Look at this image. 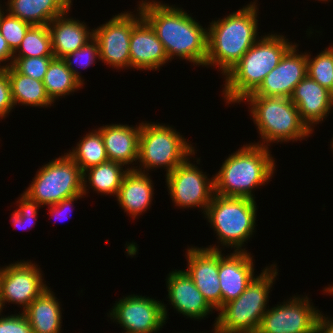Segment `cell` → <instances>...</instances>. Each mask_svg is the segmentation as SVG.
Wrapping results in <instances>:
<instances>
[{"instance_id": "1", "label": "cell", "mask_w": 333, "mask_h": 333, "mask_svg": "<svg viewBox=\"0 0 333 333\" xmlns=\"http://www.w3.org/2000/svg\"><path fill=\"white\" fill-rule=\"evenodd\" d=\"M136 7L153 28L163 44L169 61H189L194 66H205L207 58V28L188 14L183 7L162 1L141 0ZM178 57V58H176Z\"/></svg>"}, {"instance_id": "2", "label": "cell", "mask_w": 333, "mask_h": 333, "mask_svg": "<svg viewBox=\"0 0 333 333\" xmlns=\"http://www.w3.org/2000/svg\"><path fill=\"white\" fill-rule=\"evenodd\" d=\"M255 1L209 22L205 67H218L224 77L261 37L258 34L261 33L258 32L259 6Z\"/></svg>"}, {"instance_id": "3", "label": "cell", "mask_w": 333, "mask_h": 333, "mask_svg": "<svg viewBox=\"0 0 333 333\" xmlns=\"http://www.w3.org/2000/svg\"><path fill=\"white\" fill-rule=\"evenodd\" d=\"M280 33L261 36L242 58L225 74L222 88L224 101L240 104L262 83L267 74L295 44Z\"/></svg>"}, {"instance_id": "4", "label": "cell", "mask_w": 333, "mask_h": 333, "mask_svg": "<svg viewBox=\"0 0 333 333\" xmlns=\"http://www.w3.org/2000/svg\"><path fill=\"white\" fill-rule=\"evenodd\" d=\"M269 148L251 142L229 154L214 175V194L255 200V188L268 184L276 171Z\"/></svg>"}, {"instance_id": "5", "label": "cell", "mask_w": 333, "mask_h": 333, "mask_svg": "<svg viewBox=\"0 0 333 333\" xmlns=\"http://www.w3.org/2000/svg\"><path fill=\"white\" fill-rule=\"evenodd\" d=\"M242 102H247L251 119L261 136L260 143L253 144L268 147L272 143L297 142L313 133L301 120L290 98L247 96Z\"/></svg>"}, {"instance_id": "6", "label": "cell", "mask_w": 333, "mask_h": 333, "mask_svg": "<svg viewBox=\"0 0 333 333\" xmlns=\"http://www.w3.org/2000/svg\"><path fill=\"white\" fill-rule=\"evenodd\" d=\"M276 267V263L265 267L238 298L218 310L213 324L217 333L257 332L262 316L269 308V293L279 271Z\"/></svg>"}, {"instance_id": "7", "label": "cell", "mask_w": 333, "mask_h": 333, "mask_svg": "<svg viewBox=\"0 0 333 333\" xmlns=\"http://www.w3.org/2000/svg\"><path fill=\"white\" fill-rule=\"evenodd\" d=\"M211 224L220 245H209L207 249L234 248V252L245 250V242L254 236L257 217L256 201L244 197H226L214 194L204 214ZM219 246H223L219 247ZM244 246V247H243ZM243 247V248H242Z\"/></svg>"}, {"instance_id": "8", "label": "cell", "mask_w": 333, "mask_h": 333, "mask_svg": "<svg viewBox=\"0 0 333 333\" xmlns=\"http://www.w3.org/2000/svg\"><path fill=\"white\" fill-rule=\"evenodd\" d=\"M144 122H141L139 137V166H131V170L148 173L151 169L153 171L154 168H163L167 175L197 153L195 147L189 143L191 141L185 139L174 126Z\"/></svg>"}, {"instance_id": "9", "label": "cell", "mask_w": 333, "mask_h": 333, "mask_svg": "<svg viewBox=\"0 0 333 333\" xmlns=\"http://www.w3.org/2000/svg\"><path fill=\"white\" fill-rule=\"evenodd\" d=\"M83 172L66 154L42 165L25 193L42 207L83 193Z\"/></svg>"}, {"instance_id": "10", "label": "cell", "mask_w": 333, "mask_h": 333, "mask_svg": "<svg viewBox=\"0 0 333 333\" xmlns=\"http://www.w3.org/2000/svg\"><path fill=\"white\" fill-rule=\"evenodd\" d=\"M122 297L107 314L124 333H157L167 323L168 308L163 301L137 294Z\"/></svg>"}, {"instance_id": "11", "label": "cell", "mask_w": 333, "mask_h": 333, "mask_svg": "<svg viewBox=\"0 0 333 333\" xmlns=\"http://www.w3.org/2000/svg\"><path fill=\"white\" fill-rule=\"evenodd\" d=\"M194 155L195 153L164 176L175 207L181 209L198 207L202 209L204 215L214 195V175L208 178L206 172L189 161Z\"/></svg>"}, {"instance_id": "12", "label": "cell", "mask_w": 333, "mask_h": 333, "mask_svg": "<svg viewBox=\"0 0 333 333\" xmlns=\"http://www.w3.org/2000/svg\"><path fill=\"white\" fill-rule=\"evenodd\" d=\"M42 273L40 266L31 260L0 266V311L11 303L22 306L23 312L49 287Z\"/></svg>"}, {"instance_id": "13", "label": "cell", "mask_w": 333, "mask_h": 333, "mask_svg": "<svg viewBox=\"0 0 333 333\" xmlns=\"http://www.w3.org/2000/svg\"><path fill=\"white\" fill-rule=\"evenodd\" d=\"M135 10V15L125 10L113 15L96 29L93 28L94 38L99 44L100 61L113 69H130L131 32L133 26L142 18L140 10Z\"/></svg>"}, {"instance_id": "14", "label": "cell", "mask_w": 333, "mask_h": 333, "mask_svg": "<svg viewBox=\"0 0 333 333\" xmlns=\"http://www.w3.org/2000/svg\"><path fill=\"white\" fill-rule=\"evenodd\" d=\"M302 296L294 294L268 308L256 333H315L320 310L315 308L308 295Z\"/></svg>"}, {"instance_id": "15", "label": "cell", "mask_w": 333, "mask_h": 333, "mask_svg": "<svg viewBox=\"0 0 333 333\" xmlns=\"http://www.w3.org/2000/svg\"><path fill=\"white\" fill-rule=\"evenodd\" d=\"M298 46L295 43L260 86L248 96L290 98L296 85L307 76V52H299Z\"/></svg>"}, {"instance_id": "16", "label": "cell", "mask_w": 333, "mask_h": 333, "mask_svg": "<svg viewBox=\"0 0 333 333\" xmlns=\"http://www.w3.org/2000/svg\"><path fill=\"white\" fill-rule=\"evenodd\" d=\"M187 269L184 271L192 279L207 302L218 311L221 308V288L218 278L219 250L188 246L186 249Z\"/></svg>"}, {"instance_id": "17", "label": "cell", "mask_w": 333, "mask_h": 333, "mask_svg": "<svg viewBox=\"0 0 333 333\" xmlns=\"http://www.w3.org/2000/svg\"><path fill=\"white\" fill-rule=\"evenodd\" d=\"M253 257L248 251H233L226 255L219 250L218 278L221 288V307L238 298L257 276L254 272Z\"/></svg>"}, {"instance_id": "18", "label": "cell", "mask_w": 333, "mask_h": 333, "mask_svg": "<svg viewBox=\"0 0 333 333\" xmlns=\"http://www.w3.org/2000/svg\"><path fill=\"white\" fill-rule=\"evenodd\" d=\"M166 278L167 301L177 313L192 320H202L213 313L215 309L207 302L183 269L169 272Z\"/></svg>"}, {"instance_id": "19", "label": "cell", "mask_w": 333, "mask_h": 333, "mask_svg": "<svg viewBox=\"0 0 333 333\" xmlns=\"http://www.w3.org/2000/svg\"><path fill=\"white\" fill-rule=\"evenodd\" d=\"M290 100L297 107L301 120L312 132L317 124L326 120L329 113L333 112L332 92L308 75L296 85Z\"/></svg>"}, {"instance_id": "20", "label": "cell", "mask_w": 333, "mask_h": 333, "mask_svg": "<svg viewBox=\"0 0 333 333\" xmlns=\"http://www.w3.org/2000/svg\"><path fill=\"white\" fill-rule=\"evenodd\" d=\"M170 62L163 44L153 28L142 17L134 26L130 37V69L155 70Z\"/></svg>"}, {"instance_id": "21", "label": "cell", "mask_w": 333, "mask_h": 333, "mask_svg": "<svg viewBox=\"0 0 333 333\" xmlns=\"http://www.w3.org/2000/svg\"><path fill=\"white\" fill-rule=\"evenodd\" d=\"M97 130L102 135L109 160L121 163L129 170H131V165H137L141 123L135 127L128 124L113 123L98 127Z\"/></svg>"}, {"instance_id": "22", "label": "cell", "mask_w": 333, "mask_h": 333, "mask_svg": "<svg viewBox=\"0 0 333 333\" xmlns=\"http://www.w3.org/2000/svg\"><path fill=\"white\" fill-rule=\"evenodd\" d=\"M70 11L71 8L48 24L55 58L78 50L94 37V29H89L85 22L68 17Z\"/></svg>"}, {"instance_id": "23", "label": "cell", "mask_w": 333, "mask_h": 333, "mask_svg": "<svg viewBox=\"0 0 333 333\" xmlns=\"http://www.w3.org/2000/svg\"><path fill=\"white\" fill-rule=\"evenodd\" d=\"M153 184L149 173L129 170L124 175L116 199L130 218L135 220L150 208L154 196Z\"/></svg>"}, {"instance_id": "24", "label": "cell", "mask_w": 333, "mask_h": 333, "mask_svg": "<svg viewBox=\"0 0 333 333\" xmlns=\"http://www.w3.org/2000/svg\"><path fill=\"white\" fill-rule=\"evenodd\" d=\"M5 8L11 15L30 25H48L72 7V0H7Z\"/></svg>"}, {"instance_id": "25", "label": "cell", "mask_w": 333, "mask_h": 333, "mask_svg": "<svg viewBox=\"0 0 333 333\" xmlns=\"http://www.w3.org/2000/svg\"><path fill=\"white\" fill-rule=\"evenodd\" d=\"M61 302L50 287L23 311L33 333H61L62 310Z\"/></svg>"}, {"instance_id": "26", "label": "cell", "mask_w": 333, "mask_h": 333, "mask_svg": "<svg viewBox=\"0 0 333 333\" xmlns=\"http://www.w3.org/2000/svg\"><path fill=\"white\" fill-rule=\"evenodd\" d=\"M121 163L108 160L83 172V194L92 188L98 194L117 196L124 175L129 171Z\"/></svg>"}, {"instance_id": "27", "label": "cell", "mask_w": 333, "mask_h": 333, "mask_svg": "<svg viewBox=\"0 0 333 333\" xmlns=\"http://www.w3.org/2000/svg\"><path fill=\"white\" fill-rule=\"evenodd\" d=\"M7 71L13 103L21 106L43 107L52 106L53 102L47 96L43 81H39L18 73L12 66L4 68Z\"/></svg>"}, {"instance_id": "28", "label": "cell", "mask_w": 333, "mask_h": 333, "mask_svg": "<svg viewBox=\"0 0 333 333\" xmlns=\"http://www.w3.org/2000/svg\"><path fill=\"white\" fill-rule=\"evenodd\" d=\"M43 84L47 96L53 103L62 96L74 94L83 88V84L74 76L62 58H54L50 62Z\"/></svg>"}, {"instance_id": "29", "label": "cell", "mask_w": 333, "mask_h": 333, "mask_svg": "<svg viewBox=\"0 0 333 333\" xmlns=\"http://www.w3.org/2000/svg\"><path fill=\"white\" fill-rule=\"evenodd\" d=\"M84 136L77 142L76 147L66 153L82 172L109 160L102 135L97 129H92Z\"/></svg>"}, {"instance_id": "30", "label": "cell", "mask_w": 333, "mask_h": 333, "mask_svg": "<svg viewBox=\"0 0 333 333\" xmlns=\"http://www.w3.org/2000/svg\"><path fill=\"white\" fill-rule=\"evenodd\" d=\"M54 56L48 25H33L29 28L14 52V57Z\"/></svg>"}, {"instance_id": "31", "label": "cell", "mask_w": 333, "mask_h": 333, "mask_svg": "<svg viewBox=\"0 0 333 333\" xmlns=\"http://www.w3.org/2000/svg\"><path fill=\"white\" fill-rule=\"evenodd\" d=\"M307 75L333 93V44L314 58L307 52Z\"/></svg>"}, {"instance_id": "32", "label": "cell", "mask_w": 333, "mask_h": 333, "mask_svg": "<svg viewBox=\"0 0 333 333\" xmlns=\"http://www.w3.org/2000/svg\"><path fill=\"white\" fill-rule=\"evenodd\" d=\"M62 59L65 61L67 67L71 70L74 76L82 84H86L84 82V78H82V75H80L81 72L76 67L78 66V68L87 69L89 66L96 64V60H101L98 41L93 37L81 48L70 54H67Z\"/></svg>"}, {"instance_id": "33", "label": "cell", "mask_w": 333, "mask_h": 333, "mask_svg": "<svg viewBox=\"0 0 333 333\" xmlns=\"http://www.w3.org/2000/svg\"><path fill=\"white\" fill-rule=\"evenodd\" d=\"M31 26L20 18L11 15L6 10L0 16V33L13 52L18 49Z\"/></svg>"}, {"instance_id": "34", "label": "cell", "mask_w": 333, "mask_h": 333, "mask_svg": "<svg viewBox=\"0 0 333 333\" xmlns=\"http://www.w3.org/2000/svg\"><path fill=\"white\" fill-rule=\"evenodd\" d=\"M20 196L17 201V203H19V205H17L18 208L11 214L10 219L14 228L27 230V228L30 229L32 226L36 225L37 214L41 205L25 192Z\"/></svg>"}, {"instance_id": "35", "label": "cell", "mask_w": 333, "mask_h": 333, "mask_svg": "<svg viewBox=\"0 0 333 333\" xmlns=\"http://www.w3.org/2000/svg\"><path fill=\"white\" fill-rule=\"evenodd\" d=\"M54 56L45 57H14L12 67L21 74L33 79L43 81L45 73L54 59Z\"/></svg>"}, {"instance_id": "36", "label": "cell", "mask_w": 333, "mask_h": 333, "mask_svg": "<svg viewBox=\"0 0 333 333\" xmlns=\"http://www.w3.org/2000/svg\"><path fill=\"white\" fill-rule=\"evenodd\" d=\"M18 313L5 316L0 311V333H33L24 312Z\"/></svg>"}, {"instance_id": "37", "label": "cell", "mask_w": 333, "mask_h": 333, "mask_svg": "<svg viewBox=\"0 0 333 333\" xmlns=\"http://www.w3.org/2000/svg\"><path fill=\"white\" fill-rule=\"evenodd\" d=\"M15 108L12 99L11 84L7 71L0 69V120L5 119Z\"/></svg>"}, {"instance_id": "38", "label": "cell", "mask_w": 333, "mask_h": 333, "mask_svg": "<svg viewBox=\"0 0 333 333\" xmlns=\"http://www.w3.org/2000/svg\"><path fill=\"white\" fill-rule=\"evenodd\" d=\"M84 194L81 193L79 195H75L70 198L63 199L62 201L54 204V205H48L49 213L54 219H67L69 217V212L72 211L71 208H73L74 201H77L78 199L84 198Z\"/></svg>"}, {"instance_id": "39", "label": "cell", "mask_w": 333, "mask_h": 333, "mask_svg": "<svg viewBox=\"0 0 333 333\" xmlns=\"http://www.w3.org/2000/svg\"><path fill=\"white\" fill-rule=\"evenodd\" d=\"M13 58L14 52L10 49L7 41L2 37L0 33V69L11 66L13 63Z\"/></svg>"}, {"instance_id": "40", "label": "cell", "mask_w": 333, "mask_h": 333, "mask_svg": "<svg viewBox=\"0 0 333 333\" xmlns=\"http://www.w3.org/2000/svg\"><path fill=\"white\" fill-rule=\"evenodd\" d=\"M326 316L322 311L318 315L315 333H333V317Z\"/></svg>"}, {"instance_id": "41", "label": "cell", "mask_w": 333, "mask_h": 333, "mask_svg": "<svg viewBox=\"0 0 333 333\" xmlns=\"http://www.w3.org/2000/svg\"><path fill=\"white\" fill-rule=\"evenodd\" d=\"M323 291H325V292H323L324 294L325 293H327L328 295L330 294H332L333 295V284L332 285H329L328 284V287L326 286L325 288H324V290Z\"/></svg>"}, {"instance_id": "42", "label": "cell", "mask_w": 333, "mask_h": 333, "mask_svg": "<svg viewBox=\"0 0 333 333\" xmlns=\"http://www.w3.org/2000/svg\"><path fill=\"white\" fill-rule=\"evenodd\" d=\"M4 11H5V9L3 8L2 4H0V16Z\"/></svg>"}, {"instance_id": "43", "label": "cell", "mask_w": 333, "mask_h": 333, "mask_svg": "<svg viewBox=\"0 0 333 333\" xmlns=\"http://www.w3.org/2000/svg\"><path fill=\"white\" fill-rule=\"evenodd\" d=\"M211 332H213V333H217L216 332V329H215V326H213V329H212V331ZM189 333V332H188ZM201 333V332H200ZM203 333V332H202ZM205 333V332H204Z\"/></svg>"}, {"instance_id": "44", "label": "cell", "mask_w": 333, "mask_h": 333, "mask_svg": "<svg viewBox=\"0 0 333 333\" xmlns=\"http://www.w3.org/2000/svg\"><path fill=\"white\" fill-rule=\"evenodd\" d=\"M331 144V149L333 150V138H332V141L330 142Z\"/></svg>"}, {"instance_id": "45", "label": "cell", "mask_w": 333, "mask_h": 333, "mask_svg": "<svg viewBox=\"0 0 333 333\" xmlns=\"http://www.w3.org/2000/svg\"><path fill=\"white\" fill-rule=\"evenodd\" d=\"M318 1H320V2L324 1L326 3V2H329L330 0H318Z\"/></svg>"}]
</instances>
